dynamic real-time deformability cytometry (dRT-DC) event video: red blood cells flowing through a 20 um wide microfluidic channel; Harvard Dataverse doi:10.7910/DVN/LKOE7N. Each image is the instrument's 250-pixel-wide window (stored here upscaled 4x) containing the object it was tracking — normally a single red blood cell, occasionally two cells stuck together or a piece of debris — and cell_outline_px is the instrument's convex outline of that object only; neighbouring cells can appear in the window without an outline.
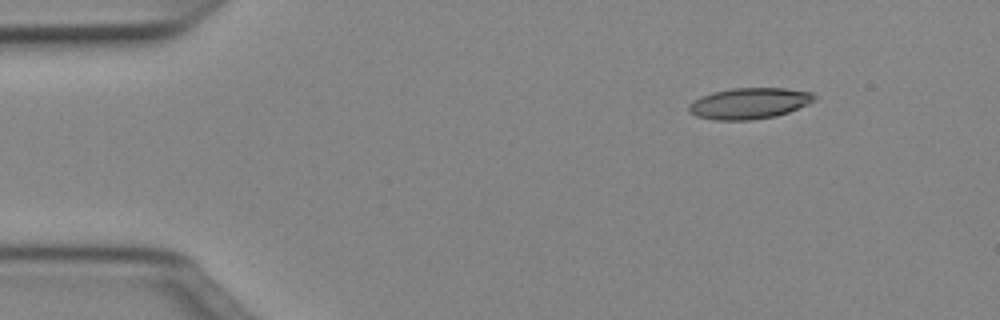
{"species": "Egyptian fruit bat (a non-hibernating species)", "species_latin": "Rousettus aegyptiacus", "temperature_condition": "cold", "stored_images_in_passage": 45, "camera_frame_rate_fps": 3000, "um_per_image_px": 0.085, "animal": {"sex": "female"}, "frame": {"image": 1, "passage_image": 1, "time_ms": 0.0, "image_size_px": [1000, 320], "cell_outline_px": [[816, 100], [808, 104], [788, 112], [776, 116], [748, 120], [716, 120], [696, 116], [688, 112], [688, 104], [692, 100], [700, 96], [712, 92], [732, 88], [784, 88], [812, 92], [816, 96]], "centroid_in_image_um": [63.66, 8.78], "position_along_channel_um": 21.3, "area_um2": 22.89}}
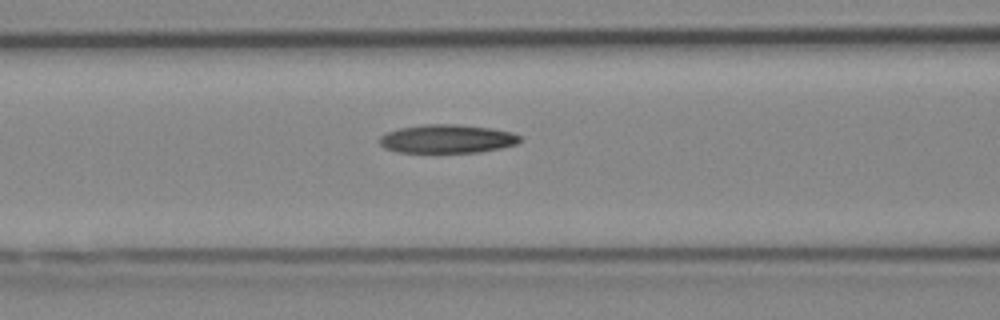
{"frame": {"image": 2, "passage_image": 15, "time_ms": 4.667, "image_size_px": [1000, 320], "cell_outline_px": [[520, 140], [516, 144], [500, 148], [480, 152], [396, 152], [384, 148], [380, 144], [380, 136], [388, 132], [400, 128], [424, 124], [460, 124], [492, 128], [512, 132], [520, 136]], "centroid_in_image_um": [38.01, 11.79], "position_along_channel_um": 128.6, "area_um2": 23.35}}
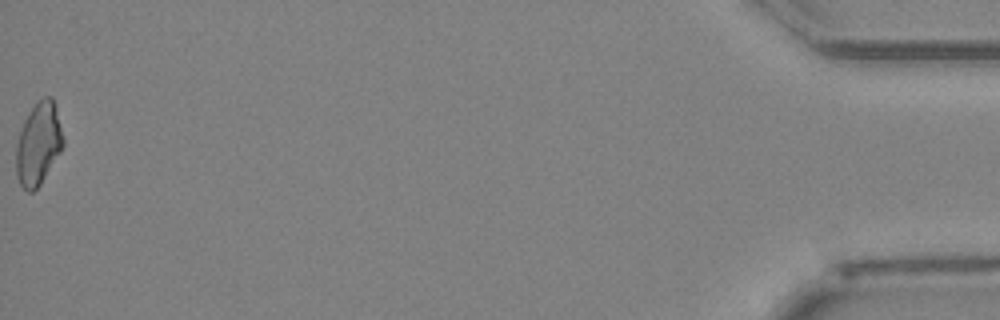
{"frame": {"image": 3, "passage_image": 45, "time_ms": 14.667, "image_size_px": [1000, 320], "cell_outline_px": [[64, 144], [60, 152], [40, 184], [32, 192], [28, 192], [20, 184], [16, 176], [16, 144], [24, 120], [32, 108], [44, 96], [52, 96], [56, 104], [64, 136]], "centroid_in_image_um": [3.28, 12.2], "position_along_channel_um": 431.9, "area_um2": 22.6}, "authors_computed_cell_mechanics": {"area_um2": 23.1778, "velocity_mm_per_s": 4.0414, "shape_relaxation_time_tau1_ms": null, "shape_relaxation_time_tau2_ms": 4.933, "deformation_change_tau1": null, "deformation_change_tau2": 0.1449}}